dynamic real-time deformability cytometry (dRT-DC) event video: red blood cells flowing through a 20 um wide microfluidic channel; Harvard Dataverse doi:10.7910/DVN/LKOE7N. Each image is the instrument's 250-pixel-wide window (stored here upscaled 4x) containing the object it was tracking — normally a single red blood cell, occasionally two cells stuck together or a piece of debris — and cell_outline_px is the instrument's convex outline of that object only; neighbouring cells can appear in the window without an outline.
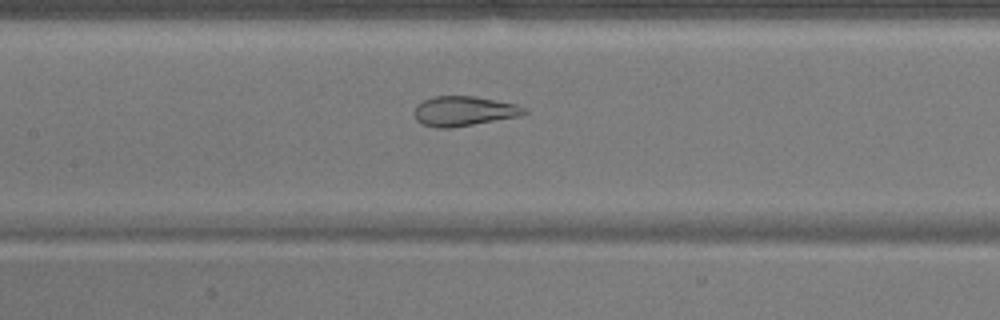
{"species": "common noctule bat (a hibernating species)", "species_latin": "Nyctalus noctula", "temperature_condition": "warm", "stored_images_in_passage": 37, "camera_frame_rate_fps": 3000, "um_per_image_px": 0.085, "animal": {"sex": "male", "body_mass_g": 17.9}, "frame": {"image": 1, "passage_image": 9, "time_ms": 2.667, "image_size_px": [1000, 320], "cell_outline_px": [[528, 112], [516, 116], [472, 124], [448, 128], [436, 128], [424, 124], [416, 120], [412, 112], [416, 104], [424, 100], [436, 96], [476, 96], [516, 104], [528, 108]], "centroid_in_image_um": [39.38, 9.43], "position_along_channel_um": 168.0, "area_um2": 18.96}}
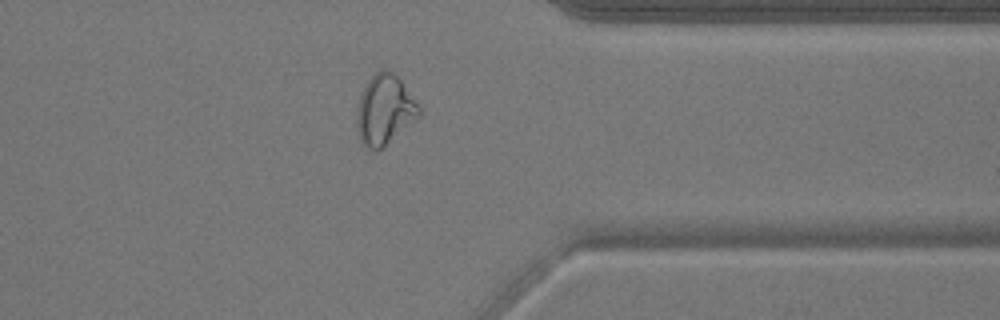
{"frame": {"image": 2, "passage_image": 26, "time_ms": 8.333, "image_size_px": [1000, 320], "cell_outline_px": [[420, 116], [376, 152], [364, 144], [360, 140], [356, 124], [356, 108], [360, 92], [364, 84], [380, 68], [388, 68], [400, 80], [420, 108]], "centroid_in_image_um": [32.64, 9.3], "position_along_channel_um": 378.8, "area_um2": 25.2}}
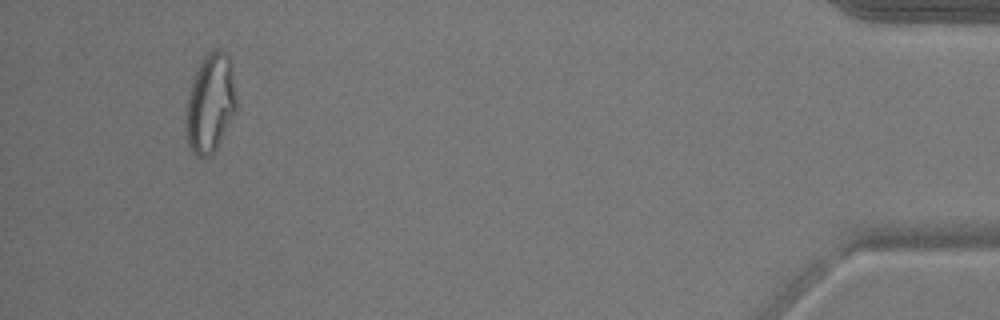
{"frame": {"image": 3, "passage_image": 34, "time_ms": 11.0, "image_size_px": [1000, 320], "cell_outline_px": [[236, 108], [216, 148], [204, 160], [200, 160], [196, 156], [188, 144], [188, 96], [192, 76], [196, 68], [204, 56], [212, 48], [220, 48], [228, 52], [232, 68], [236, 100]], "centroid_in_image_um": [17.89, 8.69], "position_along_channel_um": 417.3, "area_um2": 28.73}, "authors_computed_cell_mechanics": {"area_um2": 20.8658, "velocity_mm_per_s": 3.8575, "shape_relaxation_time_tau1_ms": null, "shape_relaxation_time_tau2_ms": 0.6968, "deformation_change_tau1": null, "deformation_change_tau2": 0.0804}}